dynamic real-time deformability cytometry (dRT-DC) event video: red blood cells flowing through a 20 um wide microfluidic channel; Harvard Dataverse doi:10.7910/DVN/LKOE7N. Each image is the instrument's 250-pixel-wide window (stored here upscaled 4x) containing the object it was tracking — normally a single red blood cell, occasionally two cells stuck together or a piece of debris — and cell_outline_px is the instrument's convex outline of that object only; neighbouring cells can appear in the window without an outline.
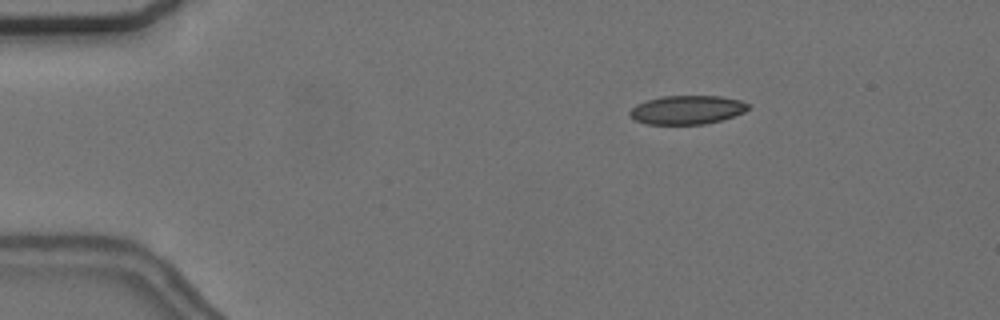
{"species": "common noctule bat (a hibernating species)", "species_latin": "Nyctalus noctula", "temperature_condition": "cold", "stored_images_in_passage": 6, "camera_frame_rate_fps": 3000, "um_per_image_px": 0.085, "animal": {"sex": "female", "body_mass_g": 24.6, "forearm_length_mm": 56.2}, "frame": {"image": 1, "passage_image": 3, "time_ms": 2.667, "image_size_px": [1000, 320], "cell_outline_px": [[748, 108], [744, 112], [720, 120], [704, 124], [644, 124], [636, 120], [628, 112], [636, 104], [648, 100], [664, 96], [720, 96], [740, 100], [748, 104]], "centroid_in_image_um": [58.38, 9.33], "position_along_channel_um": 26.6, "area_um2": 19.59}}